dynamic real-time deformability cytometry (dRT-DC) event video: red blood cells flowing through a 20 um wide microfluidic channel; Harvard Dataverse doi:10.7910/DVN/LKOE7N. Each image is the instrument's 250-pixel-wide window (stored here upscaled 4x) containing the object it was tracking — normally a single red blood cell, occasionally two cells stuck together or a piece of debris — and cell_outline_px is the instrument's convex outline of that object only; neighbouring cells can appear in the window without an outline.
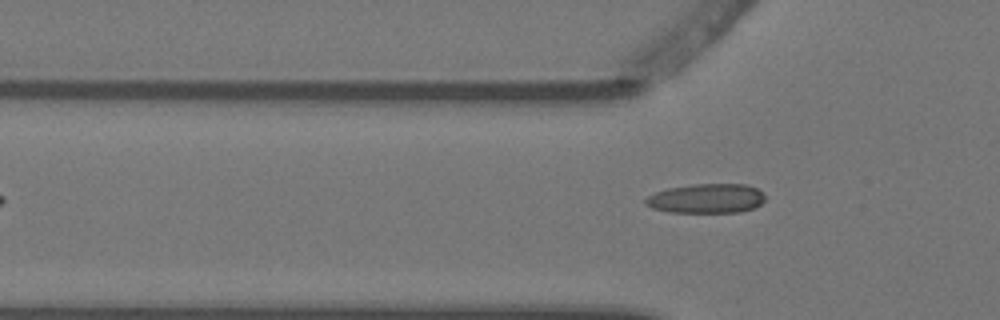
{"species": "Egyptian fruit bat (a non-hibernating species)", "species_latin": "Rousettus aegyptiacus", "temperature_condition": "warm", "stored_images_in_passage": 5, "camera_frame_rate_fps": 3000, "um_per_image_px": 0.085, "animal": {"sex": "female"}, "frame": {"image": 1, "passage_image": 5, "time_ms": 1.333, "image_size_px": [1000, 320], "cell_outline_px": [[764, 200], [760, 204], [752, 208], [740, 212], [668, 212], [652, 208], [644, 204], [644, 200], [648, 196], [656, 192], [668, 188], [692, 184], [744, 184], [756, 188], [764, 196]], "centroid_in_image_um": [60.0, 16.87], "position_along_channel_um": 65.8, "area_um2": 20.4}}